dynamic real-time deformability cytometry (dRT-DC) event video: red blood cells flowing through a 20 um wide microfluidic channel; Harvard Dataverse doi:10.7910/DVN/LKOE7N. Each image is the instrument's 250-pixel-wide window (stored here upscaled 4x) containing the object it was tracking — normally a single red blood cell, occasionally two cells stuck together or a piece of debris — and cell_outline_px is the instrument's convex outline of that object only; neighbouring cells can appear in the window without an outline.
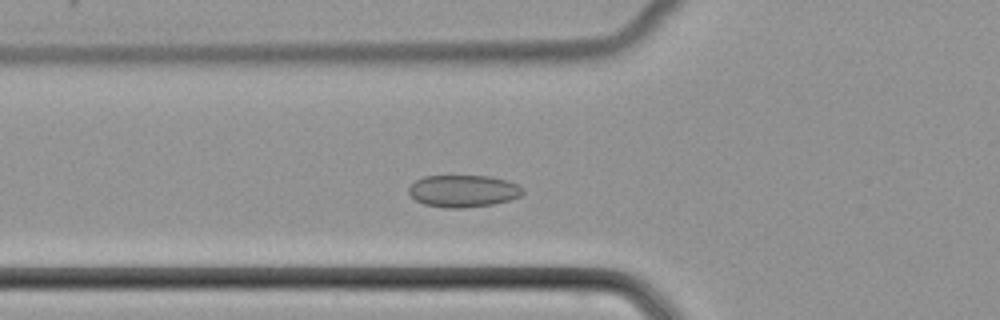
{"species": "common noctule bat (a hibernating species)", "species_latin": "Nyctalus noctula", "temperature_condition": "cold", "stored_images_in_passage": 36, "camera_frame_rate_fps": 3000, "um_per_image_px": 0.085, "animal": {"sex": "female", "body_mass_g": 22.7, "forearm_length_mm": 54.2}, "frame": {"image": 1, "passage_image": 3, "time_ms": 0.667, "image_size_px": [1000, 320], "cell_outline_px": [[524, 192], [520, 196], [508, 200], [492, 204], [464, 208], [444, 208], [424, 204], [416, 200], [408, 192], [408, 188], [416, 180], [424, 176], [488, 176], [504, 180], [516, 184], [524, 188]], "centroid_in_image_um": [39.36, 16.24], "position_along_channel_um": 86.4, "area_um2": 21.21}}
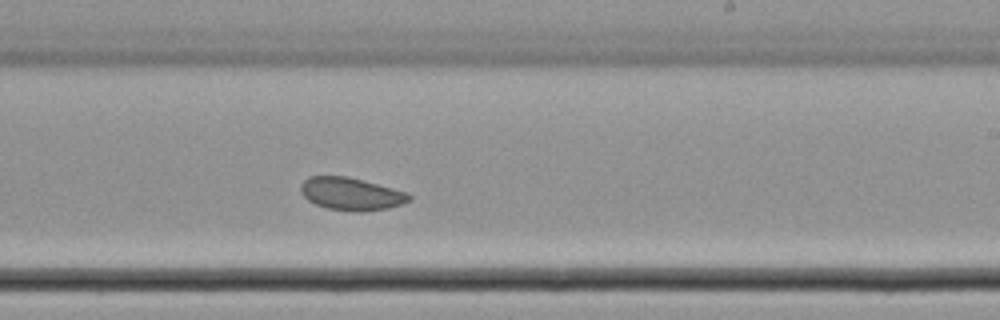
{"frame": {"image": 2, "passage_image": 16, "time_ms": 5.0, "image_size_px": [1000, 320], "cell_outline_px": [[412, 200], [404, 204], [388, 208], [360, 212], [328, 208], [316, 204], [308, 200], [300, 192], [300, 184], [308, 176], [348, 176], [408, 192], [412, 196]], "centroid_in_image_um": [29.87, 16.47], "position_along_channel_um": 259.1, "area_um2": 20.75}}
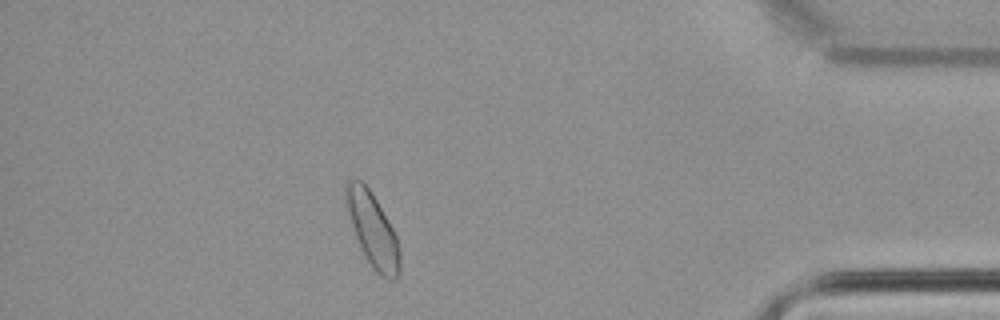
{"frame": {"image": 3, "passage_image": 30, "time_ms": 9.667, "image_size_px": [1000, 320], "cell_outline_px": [[400, 276], [396, 280], [388, 280], [380, 276], [372, 268], [360, 248], [344, 204], [344, 184], [348, 180], [360, 180], [368, 188], [376, 200], [388, 220], [396, 236], [400, 248]], "centroid_in_image_um": [31.67, 19.57], "position_along_channel_um": 403.5, "area_um2": 23.41}}